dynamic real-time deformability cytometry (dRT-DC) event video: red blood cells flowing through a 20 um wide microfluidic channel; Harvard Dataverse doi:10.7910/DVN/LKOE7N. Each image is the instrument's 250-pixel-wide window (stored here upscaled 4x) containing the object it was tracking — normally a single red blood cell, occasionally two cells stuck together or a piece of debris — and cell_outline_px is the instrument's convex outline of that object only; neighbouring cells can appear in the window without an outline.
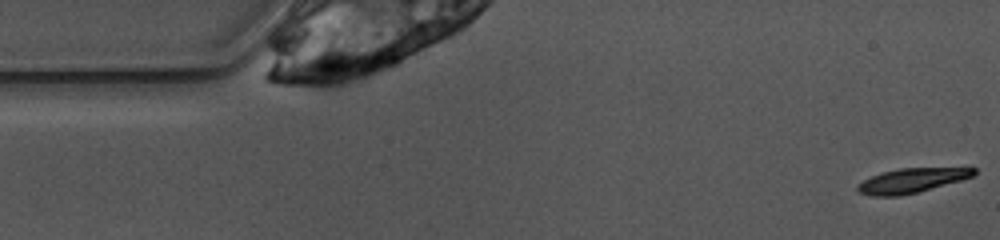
{"species": "common noctule bat (a hibernating species)", "species_latin": "Nyctalus noctula", "temperature_condition": "warm", "stored_images_in_passage": 6, "camera_frame_rate_fps": 3000, "um_per_image_px": 0.085, "animal": {"sex": "female", "body_mass_g": 10.0, "forearm_length_mm": 53.1}, "frame": {"image": 1, "passage_image": 1, "time_ms": 0.0, "image_size_px": [1000, 240], "cell_outline_px": [[976, 172], [972, 176], [960, 180], [916, 192], [900, 196], [872, 196], [860, 192], [856, 188], [864, 180], [872, 176], [884, 172], [900, 168], [976, 168]], "centroid_in_image_um": [77.48, 15.34], "position_along_channel_um": 7.5, "area_um2": 16.07}}